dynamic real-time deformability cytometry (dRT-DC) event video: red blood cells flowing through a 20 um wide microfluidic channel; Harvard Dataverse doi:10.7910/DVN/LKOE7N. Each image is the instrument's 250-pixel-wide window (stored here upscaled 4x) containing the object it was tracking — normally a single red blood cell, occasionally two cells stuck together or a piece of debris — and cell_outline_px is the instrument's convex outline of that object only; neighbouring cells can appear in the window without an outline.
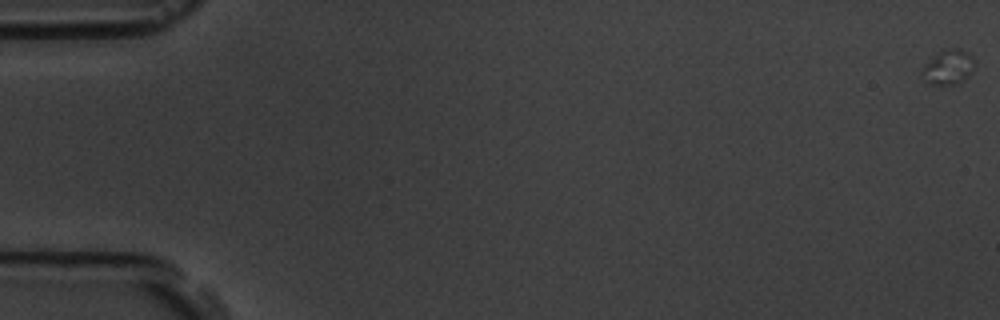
{"species": "common noctule bat (a hibernating species)", "species_latin": "Nyctalus noctula", "temperature_condition": "room temperature", "stored_images_in_passage": 2, "camera_frame_rate_fps": 3000, "um_per_image_px": 0.085, "animal": {"sex": "male", "body_mass_g": 19.5, "forearm_length_mm": 54.6}, "frame": {"image": 1, "passage_image": 1, "time_ms": 0.0, "image_size_px": [1000, 320], "cell_outline_px": [[976, 64], [972, 72], [968, 76], [956, 84], [928, 84], [920, 72], [920, 68], [924, 64], [940, 52], [948, 48], [960, 48], [968, 52], [972, 56]], "centroid_in_image_um": [80.61, 5.7], "position_along_channel_um": 4.4, "area_um2": 10.69}}